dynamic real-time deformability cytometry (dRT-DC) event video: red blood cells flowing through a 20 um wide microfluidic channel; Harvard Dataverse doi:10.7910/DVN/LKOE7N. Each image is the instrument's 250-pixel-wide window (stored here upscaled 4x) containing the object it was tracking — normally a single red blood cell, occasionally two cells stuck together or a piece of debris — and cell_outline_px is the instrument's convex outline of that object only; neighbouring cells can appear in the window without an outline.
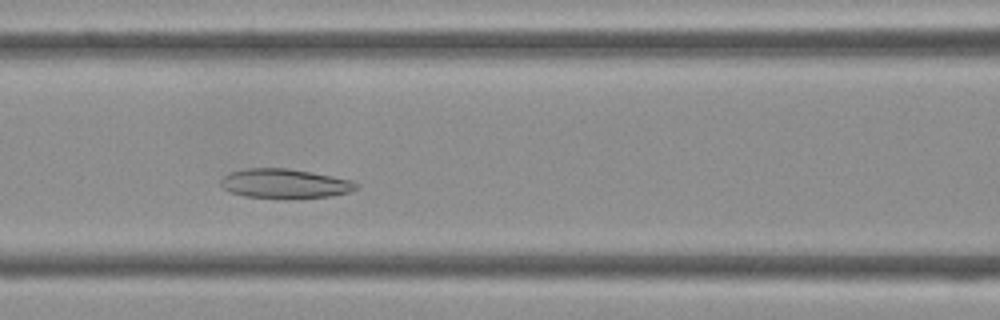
{"species": "Egyptian fruit bat (a non-hibernating species)", "species_latin": "Rousettus aegyptiacus", "temperature_condition": "cold", "stored_images_in_passage": 41, "segment_of_instrument_passage": [1, 2], "camera_frame_rate_fps": 3000, "um_per_image_px": 0.085, "frame": {"image": 1, "passage_image": 14, "time_ms": 4.333, "image_size_px": [1000, 320], "cell_outline_px": [[360, 184], [356, 188], [348, 192], [332, 196], [292, 200], [288, 200], [244, 196], [228, 192], [220, 184], [220, 180], [224, 176], [232, 172], [244, 168], [288, 168], [332, 176], [352, 180]], "centroid_in_image_um": [24.2, 15.63], "position_along_channel_um": 142.4, "area_um2": 23.76}}
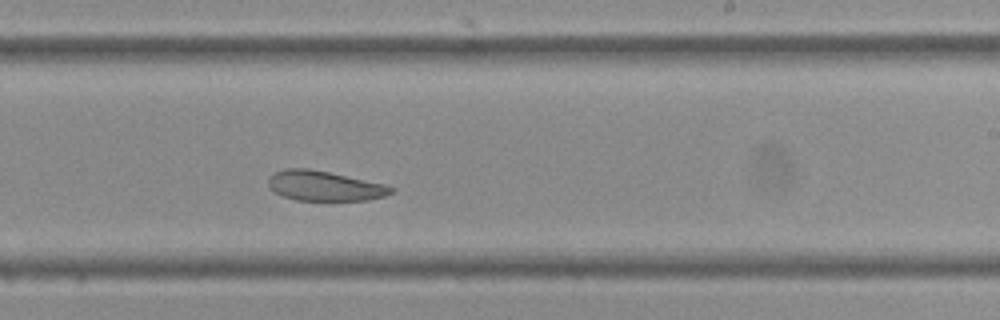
{"frame": {"image": 2, "passage_image": 22, "time_ms": 7.0, "image_size_px": [1000, 320], "cell_outline_px": [[396, 188], [392, 192], [384, 196], [368, 200], [296, 200], [284, 196], [276, 192], [268, 184], [268, 176], [284, 168], [308, 168], [388, 184]], "centroid_in_image_um": [27.62, 15.79], "position_along_channel_um": 261.4, "area_um2": 21.39}}
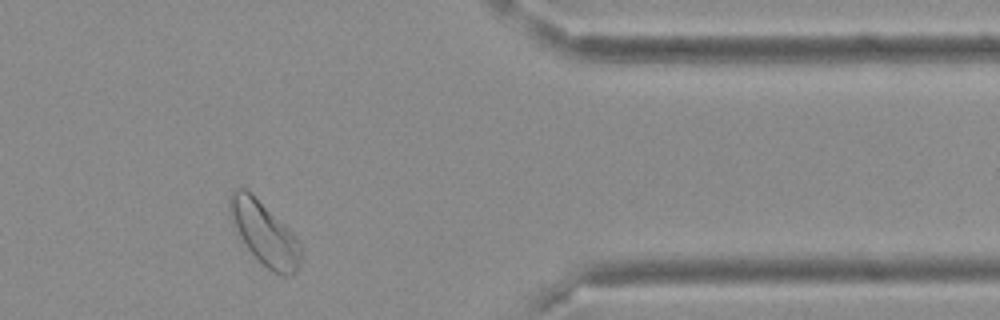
{"frame": {"image": 3, "passage_image": 32, "time_ms": 10.333, "image_size_px": [1000, 320], "cell_outline_px": [[300, 264], [296, 272], [292, 276], [280, 276], [272, 272], [248, 248], [240, 236], [228, 216], [228, 196], [232, 188], [244, 188], [288, 228], [300, 240]], "centroid_in_image_um": [22.45, 19.84], "position_along_channel_um": 388.9, "area_um2": 25.84}}